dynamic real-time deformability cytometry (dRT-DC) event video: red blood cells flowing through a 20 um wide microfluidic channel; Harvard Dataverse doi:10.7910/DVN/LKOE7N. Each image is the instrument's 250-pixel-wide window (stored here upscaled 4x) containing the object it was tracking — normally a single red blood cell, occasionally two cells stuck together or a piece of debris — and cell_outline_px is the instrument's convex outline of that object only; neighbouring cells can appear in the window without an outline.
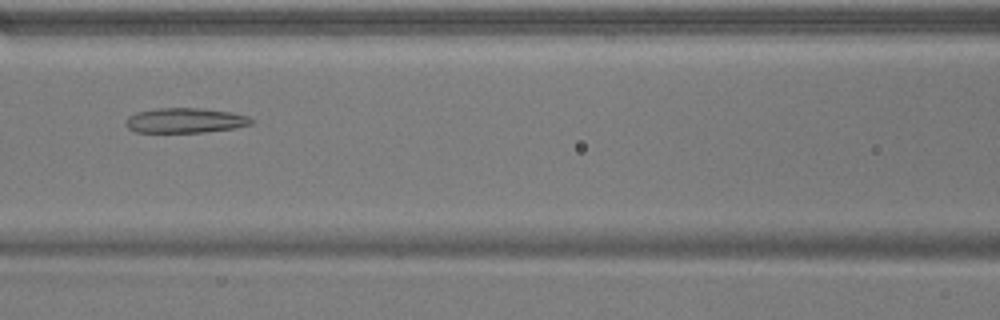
{"species": "common noctule bat (a hibernating species)", "species_latin": "Nyctalus noctula", "temperature_condition": "warm", "stored_images_in_passage": 38, "camera_frame_rate_fps": 3000, "um_per_image_px": 0.085, "animal": {"sex": "male", "body_mass_g": 17.9}, "frame": {"image": 1, "passage_image": 9, "time_ms": 2.667, "image_size_px": [1000, 320], "cell_outline_px": [[256, 120], [252, 124], [236, 128], [204, 132], [136, 132], [128, 128], [124, 124], [124, 120], [128, 116], [136, 112], [156, 108], [200, 108], [232, 112], [248, 116]], "centroid_in_image_um": [15.74, 10.23], "position_along_channel_um": 150.9, "area_um2": 18.5}}
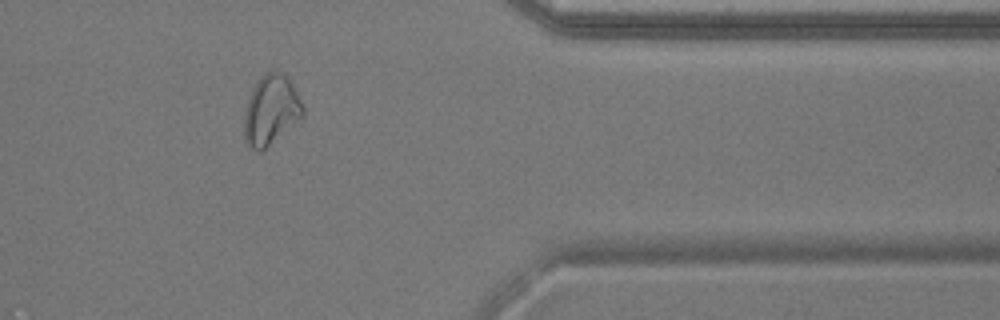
{"frame": {"image": 2, "passage_image": 29, "time_ms": 9.333, "image_size_px": [1000, 320], "cell_outline_px": [[304, 116], [300, 120], [260, 152], [256, 152], [244, 140], [244, 112], [248, 100], [256, 84], [268, 72], [280, 72], [288, 76], [304, 108]], "centroid_in_image_um": [23.04, 9.4], "position_along_channel_um": 388.4, "area_um2": 23.47}}
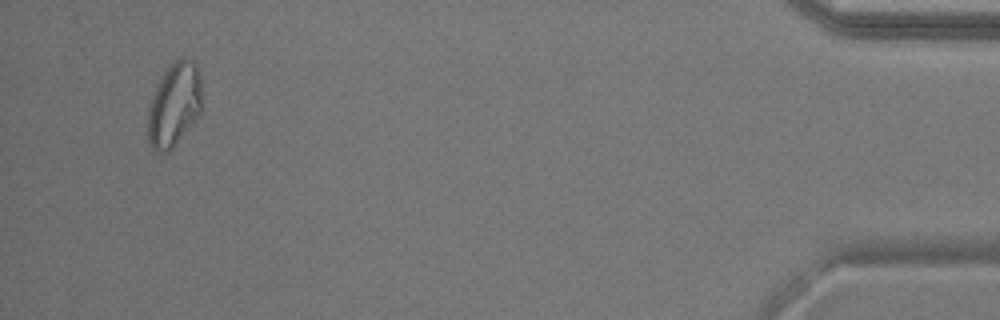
{"frame": {"image": 3, "passage_image": 36, "time_ms": 11.667, "image_size_px": [1000, 320], "cell_outline_px": [[200, 116], [172, 148], [168, 152], [156, 152], [148, 144], [148, 112], [152, 96], [164, 72], [180, 56], [184, 56], [192, 60], [196, 64], [200, 72]], "centroid_in_image_um": [14.81, 8.91], "position_along_channel_um": 420.4, "area_um2": 26.36}, "authors_computed_cell_mechanics": {"area_um2": 19.3052, "velocity_mm_per_s": 3.8362, "shape_relaxation_time_tau1_ms": null, "shape_relaxation_time_tau2_ms": 5.418, "deformation_change_tau1": null, "deformation_change_tau2": 0.149}}